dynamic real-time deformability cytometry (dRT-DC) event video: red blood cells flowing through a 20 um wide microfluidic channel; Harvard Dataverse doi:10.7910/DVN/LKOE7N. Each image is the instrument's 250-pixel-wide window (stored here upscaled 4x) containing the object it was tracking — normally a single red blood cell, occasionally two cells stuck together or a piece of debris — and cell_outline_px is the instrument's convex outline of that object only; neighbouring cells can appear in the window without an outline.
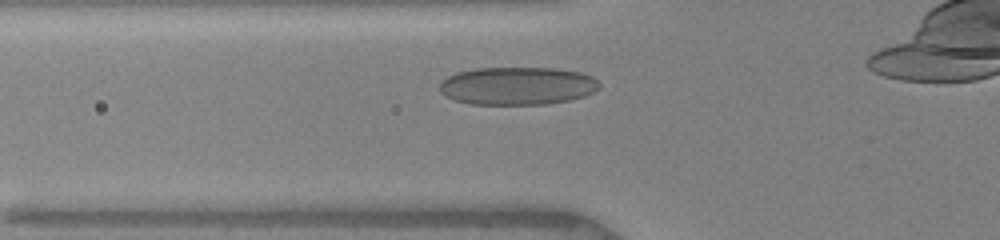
{"species": "human", "species_latin": "Homo sapiens", "temperature_condition": "warm", "stored_images_in_passage": 7, "camera_frame_rate_fps": 3000, "um_per_image_px": 0.085, "donor": {"sex": "female"}, "frame": {"image": 1, "passage_image": 4, "time_ms": 2.333, "image_size_px": [1000, 240], "cell_outline_px": [[600, 88], [584, 96], [568, 100], [544, 104], [472, 104], [456, 100], [444, 96], [440, 92], [440, 80], [456, 72], [476, 68], [556, 68], [580, 72], [592, 76], [600, 84]], "centroid_in_image_um": [43.95, 7.29], "position_along_channel_um": 81.8, "area_um2": 35.37}}
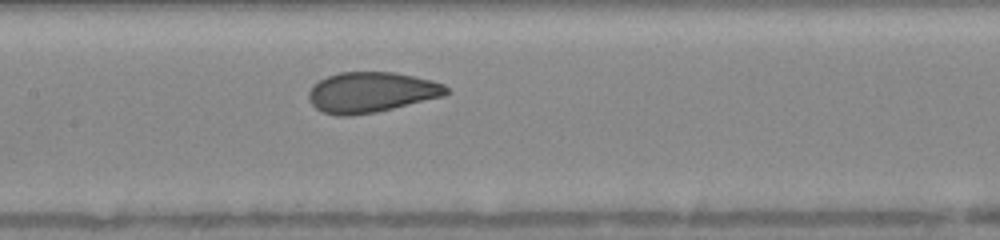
{"frame": {"image": 2, "passage_image": 7, "time_ms": 4.667, "image_size_px": [1000, 240], "cell_outline_px": [[448, 92], [444, 96], [376, 112], [352, 116], [336, 116], [324, 112], [316, 108], [308, 100], [308, 92], [312, 84], [328, 76], [340, 72], [392, 72], [432, 80], [444, 84], [448, 88]], "centroid_in_image_um": [31.53, 7.85], "position_along_channel_um": 175.9, "area_um2": 32.43}}